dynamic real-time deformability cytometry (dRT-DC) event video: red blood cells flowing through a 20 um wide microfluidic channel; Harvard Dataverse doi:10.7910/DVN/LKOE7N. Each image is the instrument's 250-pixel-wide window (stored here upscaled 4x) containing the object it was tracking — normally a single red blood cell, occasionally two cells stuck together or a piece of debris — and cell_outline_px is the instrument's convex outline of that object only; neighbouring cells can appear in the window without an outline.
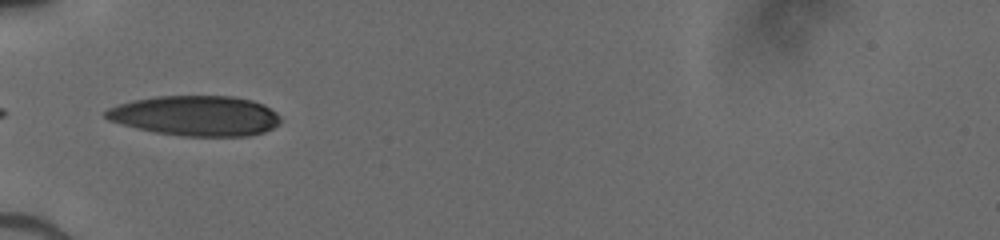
{"species": "human", "species_latin": "Homo sapiens", "temperature_condition": "cold", "stored_images_in_passage": 8, "camera_frame_rate_fps": 3000, "um_per_image_px": 0.085, "donor": {"sex": "male"}, "frame": {"image": 1, "passage_image": 1, "time_ms": 0.0, "image_size_px": [1000, 240], "cell_outline_px": [[280, 124], [264, 132], [248, 136], [184, 136], [156, 132], [136, 128], [108, 120], [104, 116], [104, 112], [108, 108], [132, 100], [156, 96], [232, 96], [252, 100], [264, 104], [276, 112], [280, 116]], "centroid_in_image_um": [16.65, 9.83], "position_along_channel_um": 68.4, "area_um2": 40.98}}
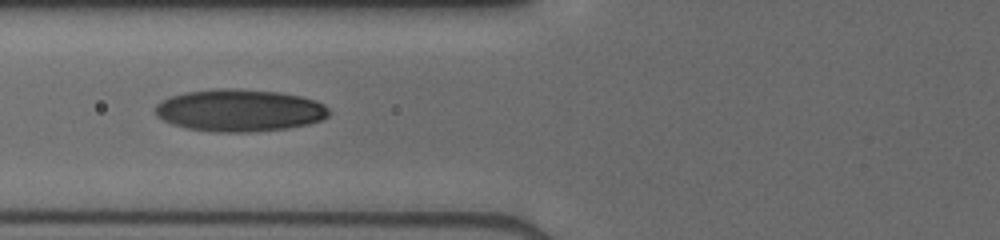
{"frame": {"image": 2, "passage_image": 4, "time_ms": 1.0, "image_size_px": [1000, 240], "cell_outline_px": [[328, 116], [320, 120], [308, 124], [288, 128], [252, 132], [212, 132], [184, 128], [172, 124], [156, 116], [156, 104], [172, 96], [184, 92], [212, 88], [240, 88], [280, 92], [300, 96], [324, 104], [328, 108]], "centroid_in_image_um": [20.33, 9.38], "position_along_channel_um": 105.5, "area_um2": 42.95}}